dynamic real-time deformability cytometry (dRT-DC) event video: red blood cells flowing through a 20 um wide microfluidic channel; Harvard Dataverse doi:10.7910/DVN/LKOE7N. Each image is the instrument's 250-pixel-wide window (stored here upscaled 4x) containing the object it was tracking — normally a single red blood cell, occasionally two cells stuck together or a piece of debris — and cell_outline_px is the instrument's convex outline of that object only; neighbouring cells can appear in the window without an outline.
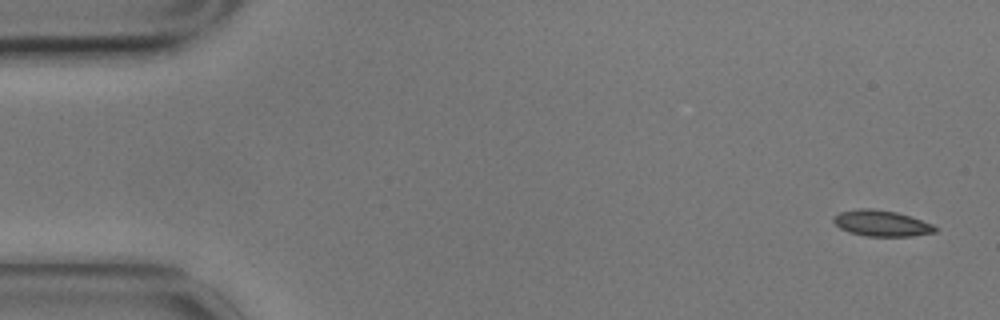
{"species": "common noctule bat (a hibernating species)", "species_latin": "Nyctalus noctula", "temperature_condition": "cold", "stored_images_in_passage": 5, "camera_frame_rate_fps": 3000, "um_per_image_px": 0.085, "animal": {"sex": "male", "body_mass_g": 17.9}, "frame": {"image": 1, "passage_image": 1, "time_ms": 0.0, "image_size_px": [1000, 320], "cell_outline_px": [[940, 228], [936, 232], [912, 236], [868, 236], [848, 232], [840, 228], [832, 220], [832, 216], [840, 212], [860, 208], [872, 208], [896, 212], [912, 216], [932, 224]], "centroid_in_image_um": [74.95, 18.97], "position_along_channel_um": 10.1, "area_um2": 15.55}}
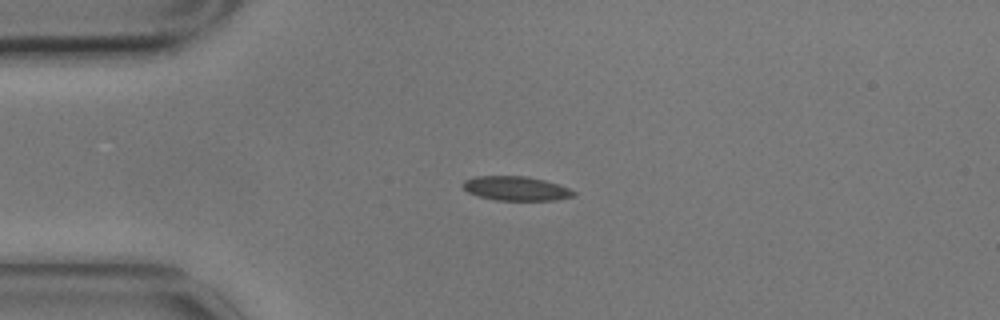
{"frame": {"image": 2, "passage_image": 4, "time_ms": 1.0, "image_size_px": [1000, 320], "cell_outline_px": [[576, 196], [556, 200], [496, 200], [480, 196], [468, 192], [460, 184], [464, 180], [476, 176], [528, 176], [544, 180], [568, 188], [576, 192]], "centroid_in_image_um": [43.86, 16.01], "position_along_channel_um": 41.1, "area_um2": 15.61}}